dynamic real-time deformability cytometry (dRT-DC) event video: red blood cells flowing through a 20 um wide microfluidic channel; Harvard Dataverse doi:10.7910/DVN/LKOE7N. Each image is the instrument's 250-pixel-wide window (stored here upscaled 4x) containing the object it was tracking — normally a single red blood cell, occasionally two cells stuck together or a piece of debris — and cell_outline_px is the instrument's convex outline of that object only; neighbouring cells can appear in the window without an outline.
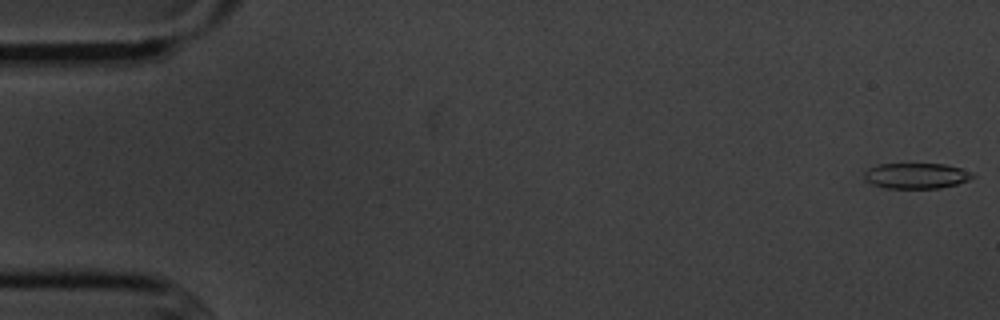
{"species": "common noctule bat (a hibernating species)", "species_latin": "Nyctalus noctula", "temperature_condition": "cold", "stored_images_in_passage": 6, "camera_frame_rate_fps": 3000, "um_per_image_px": 0.085, "animal": {"sex": "male", "body_mass_g": 20.1, "forearm_length_mm": 53.5}, "frame": {"image": 1, "passage_image": 1, "time_ms": 0.0, "image_size_px": [1000, 320], "cell_outline_px": [[976, 176], [968, 180], [956, 184], [940, 188], [884, 188], [872, 184], [864, 180], [864, 172], [868, 168], [880, 164], [944, 164], [960, 168], [972, 172]], "centroid_in_image_um": [77.86, 14.94], "position_along_channel_um": 7.1, "area_um2": 16.18}}
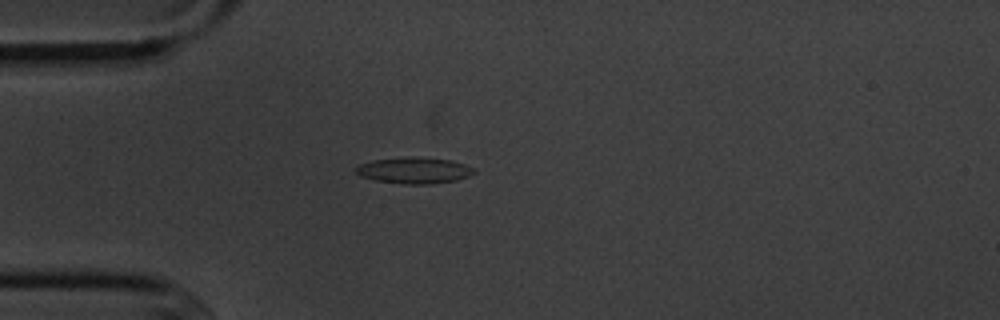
{"frame": {"image": 2, "passage_image": 5, "time_ms": 4.667, "image_size_px": [1000, 320], "cell_outline_px": [[476, 172], [468, 176], [456, 180], [428, 184], [404, 184], [376, 180], [360, 176], [356, 172], [356, 168], [360, 164], [372, 160], [452, 160], [464, 164], [472, 168]], "centroid_in_image_um": [35.21, 14.54], "position_along_channel_um": 49.8, "area_um2": 16.76}}